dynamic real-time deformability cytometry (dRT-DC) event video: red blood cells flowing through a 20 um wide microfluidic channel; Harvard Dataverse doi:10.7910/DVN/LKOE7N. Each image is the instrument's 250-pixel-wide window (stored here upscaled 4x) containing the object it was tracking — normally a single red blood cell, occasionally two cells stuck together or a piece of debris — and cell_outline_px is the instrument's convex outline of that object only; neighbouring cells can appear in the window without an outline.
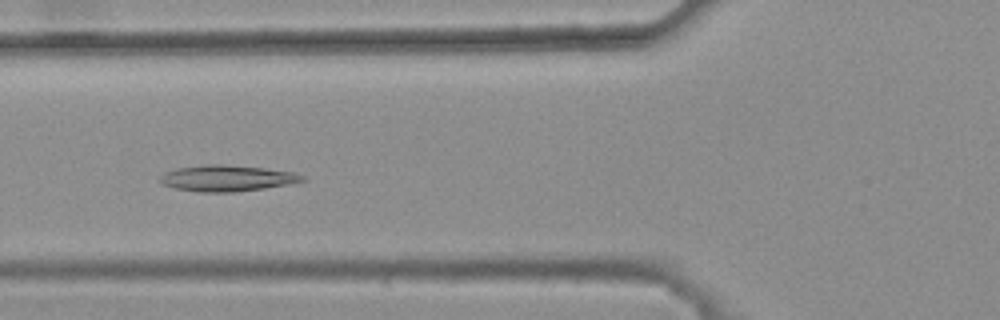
{"species": "common noctule bat (a hibernating species)", "species_latin": "Nyctalus noctula", "temperature_condition": "warm", "stored_images_in_passage": 44, "camera_frame_rate_fps": 3000, "um_per_image_px": 0.085, "animal": {"sex": "female", "body_mass_g": 25.1}, "frame": {"image": 1, "passage_image": 19, "time_ms": 6.0, "image_size_px": [1000, 320], "cell_outline_px": [[308, 180], [288, 184], [264, 188], [236, 192], [196, 192], [176, 188], [160, 184], [156, 180], [164, 172], [176, 168], [204, 164], [220, 164], [264, 168], [296, 172], [304, 176]], "centroid_in_image_um": [19.26, 15.15], "position_along_channel_um": 106.5, "area_um2": 21.96}}
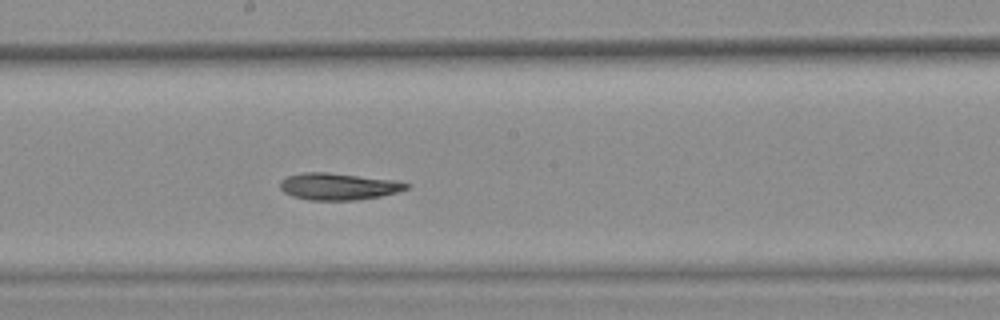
{"frame": {"image": 2, "passage_image": 28, "time_ms": 9.0, "image_size_px": [1000, 320], "cell_outline_px": [[412, 184], [408, 188], [396, 192], [380, 196], [356, 200], [308, 200], [292, 196], [284, 192], [280, 188], [280, 180], [288, 176], [304, 172], [328, 172], [396, 180]], "centroid_in_image_um": [28.76, 15.84], "position_along_channel_um": 219.4, "area_um2": 19.83}}
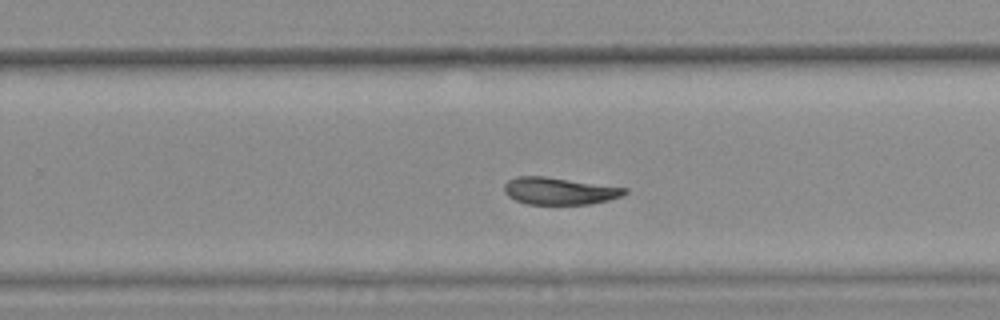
{"frame": {"image": 3, "passage_image": 33, "time_ms": 10.667, "image_size_px": [1000, 320], "cell_outline_px": [[628, 192], [624, 196], [608, 200], [588, 204], [528, 204], [516, 200], [508, 196], [504, 192], [504, 184], [508, 180], [516, 176], [544, 176], [628, 188]], "centroid_in_image_um": [47.55, 16.23], "position_along_channel_um": 282.2, "area_um2": 19.07}}